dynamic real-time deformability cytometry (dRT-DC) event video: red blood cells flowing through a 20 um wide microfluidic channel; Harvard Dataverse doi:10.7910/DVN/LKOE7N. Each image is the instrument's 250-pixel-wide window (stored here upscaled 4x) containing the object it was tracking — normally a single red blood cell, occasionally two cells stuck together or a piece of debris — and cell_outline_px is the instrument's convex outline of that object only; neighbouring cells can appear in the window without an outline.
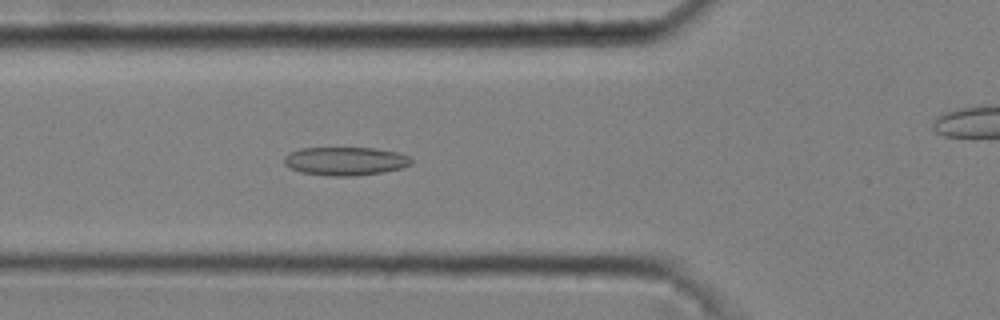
{"species": "common noctule bat (a hibernating species)", "species_latin": "Nyctalus noctula", "temperature_condition": "cold", "stored_images_in_passage": 47, "camera_frame_rate_fps": 3000, "um_per_image_px": 0.085, "animal": {"sex": "male", "body_mass_g": 20.4}, "frame": {"image": 1, "passage_image": 19, "time_ms": 6.0, "image_size_px": [1000, 320], "cell_outline_px": [[412, 164], [400, 168], [384, 172], [352, 176], [332, 176], [300, 172], [284, 164], [284, 156], [288, 152], [300, 148], [376, 148], [396, 152], [408, 156], [412, 160]], "centroid_in_image_um": [29.33, 13.69], "position_along_channel_um": 96.5, "area_um2": 21.04}}
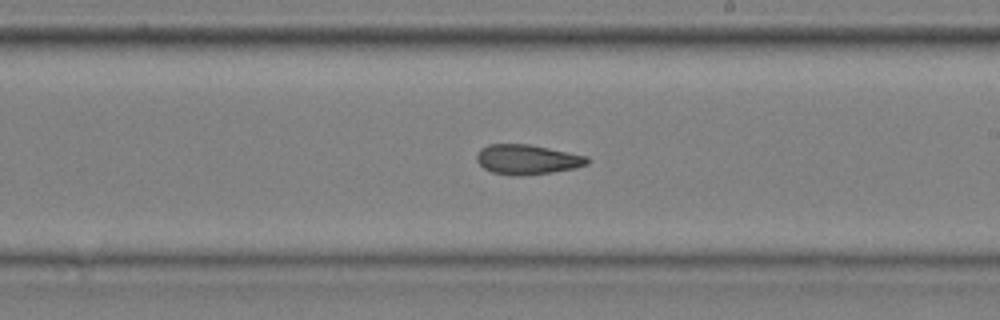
{"frame": {"image": 2, "passage_image": 31, "time_ms": 10.0, "image_size_px": [1000, 320], "cell_outline_px": [[588, 164], [576, 168], [552, 172], [524, 176], [512, 176], [492, 172], [484, 168], [476, 160], [476, 156], [480, 148], [488, 144], [528, 144], [588, 156]], "centroid_in_image_um": [44.79, 13.56], "position_along_channel_um": 244.2, "area_um2": 19.31}}
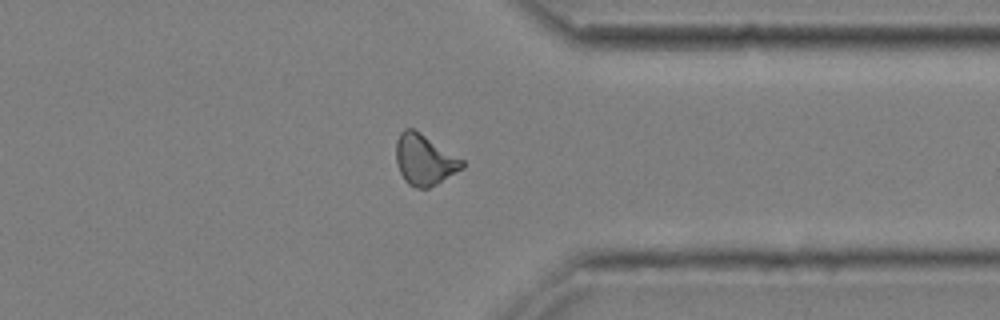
{"frame": {"image": 3, "passage_image": 42, "time_ms": 13.667, "image_size_px": [1000, 320], "cell_outline_px": [[464, 168], [436, 184], [428, 188], [416, 188], [408, 184], [404, 180], [400, 172], [396, 160], [396, 140], [400, 132], [404, 128], [412, 128], [420, 132], [464, 160]], "centroid_in_image_um": [36.07, 13.57], "position_along_channel_um": 375.3, "area_um2": 19.54}, "authors_computed_cell_mechanics": {"area_um2": 19.5942, "velocity_mm_per_s": 3.6892, "shape_relaxation_time_tau1_ms": null, "shape_relaxation_time_tau2_ms": 5.6755, "deformation_change_tau1": null, "deformation_change_tau2": 0.1271}}